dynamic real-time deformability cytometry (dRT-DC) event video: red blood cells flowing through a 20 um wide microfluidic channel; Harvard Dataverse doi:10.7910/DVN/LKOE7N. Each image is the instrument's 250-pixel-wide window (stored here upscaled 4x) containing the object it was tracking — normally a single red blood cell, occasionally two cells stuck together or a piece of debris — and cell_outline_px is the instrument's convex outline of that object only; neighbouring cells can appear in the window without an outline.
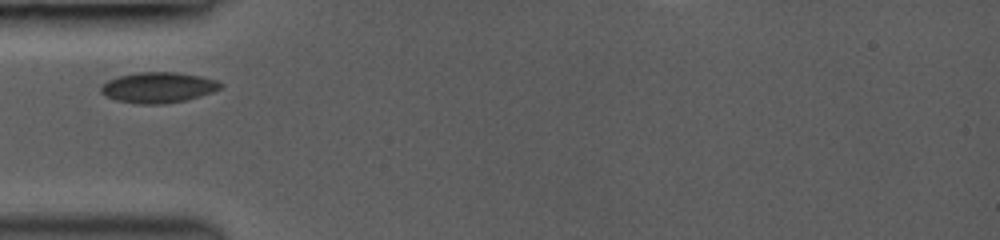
{"species": "common noctule bat (a hibernating species)", "species_latin": "Nyctalus noctula", "temperature_condition": "room temperature", "stored_images_in_passage": 30, "camera_frame_rate_fps": 3000, "um_per_image_px": 0.085, "animal": {"sex": "female", "body_mass_g": 19.0, "forearm_length_mm": 53.3}, "frame": {"image": 1, "passage_image": 1, "time_ms": 0.0, "image_size_px": [1000, 240], "cell_outline_px": [[224, 84], [220, 88], [212, 92], [188, 100], [164, 104], [136, 104], [116, 100], [100, 92], [100, 84], [116, 76], [136, 72], [176, 72], [200, 76], [216, 80]], "centroid_in_image_um": [13.42, 7.43], "position_along_channel_um": 71.6, "area_um2": 21.56}}
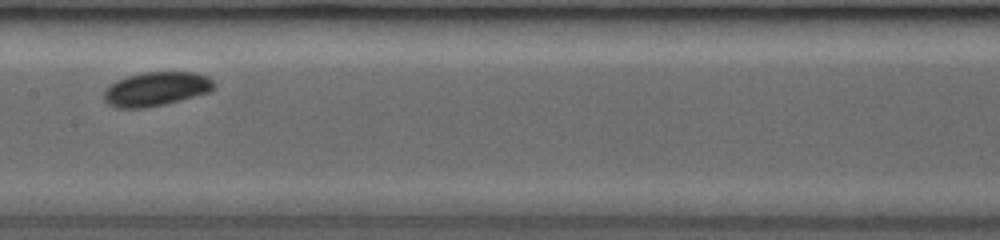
{"frame": {"image": 2, "passage_image": 10, "time_ms": 3.0, "image_size_px": [1000, 240], "cell_outline_px": [[216, 84], [212, 92], [148, 108], [116, 108], [108, 104], [104, 100], [104, 92], [108, 84], [116, 80], [128, 76], [144, 72], [196, 72], [208, 76]], "centroid_in_image_um": [13.28, 7.56], "position_along_channel_um": 194.1, "area_um2": 22.14}}
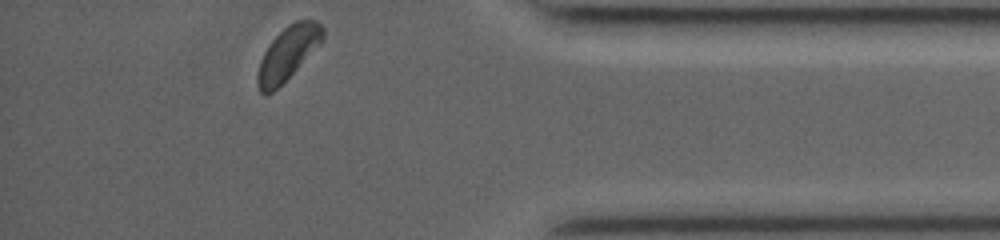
{"frame": {"image": 3, "passage_image": 29, "time_ms": 8.667, "image_size_px": [1000, 240], "cell_outline_px": [[324, 40], [272, 92], [264, 96], [260, 92], [256, 84], [256, 76], [260, 60], [268, 44], [288, 24], [296, 20], [316, 20], [324, 28]], "centroid_in_image_um": [24.45, 4.51], "position_along_channel_um": 410.8, "area_um2": 20.06}}